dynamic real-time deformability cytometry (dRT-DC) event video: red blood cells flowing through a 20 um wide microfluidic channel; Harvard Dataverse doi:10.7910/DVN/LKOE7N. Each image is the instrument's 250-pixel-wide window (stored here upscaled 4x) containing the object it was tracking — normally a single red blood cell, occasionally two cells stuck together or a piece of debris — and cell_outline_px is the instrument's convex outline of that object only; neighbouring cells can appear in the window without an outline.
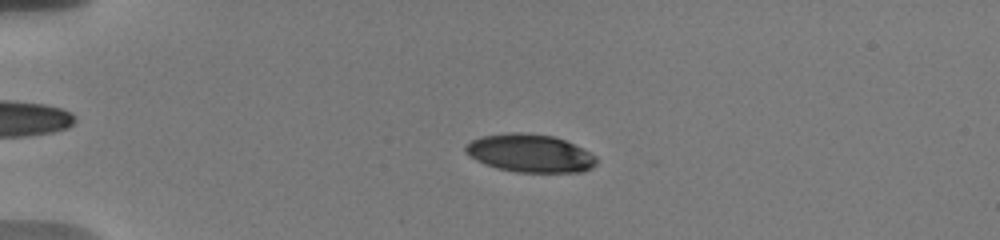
{"species": "human", "species_latin": "Homo sapiens", "temperature_condition": "warm", "stored_images_in_passage": 56, "camera_frame_rate_fps": 3000, "um_per_image_px": 0.085, "donor": {"sex": "male"}, "frame": {"image": 1, "passage_image": 14, "time_ms": 4.333, "image_size_px": [1000, 240], "cell_outline_px": [[596, 164], [592, 168], [584, 172], [516, 172], [496, 168], [484, 164], [468, 156], [464, 152], [464, 144], [480, 136], [508, 132], [524, 132], [556, 136], [596, 156]], "centroid_in_image_um": [44.99, 13.02], "position_along_channel_um": 40.0, "area_um2": 29.3}}
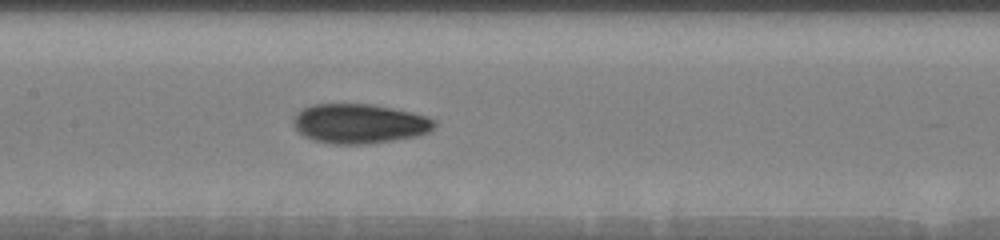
{"frame": {"image": 2, "passage_image": 29, "time_ms": 9.333, "image_size_px": [1000, 240], "cell_outline_px": [[436, 124], [428, 132], [416, 136], [392, 140], [364, 144], [336, 144], [312, 140], [304, 136], [292, 124], [292, 120], [296, 112], [312, 104], [372, 104], [412, 112], [428, 116], [436, 120]], "centroid_in_image_um": [30.53, 10.5], "position_along_channel_um": 176.9, "area_um2": 32.54}}
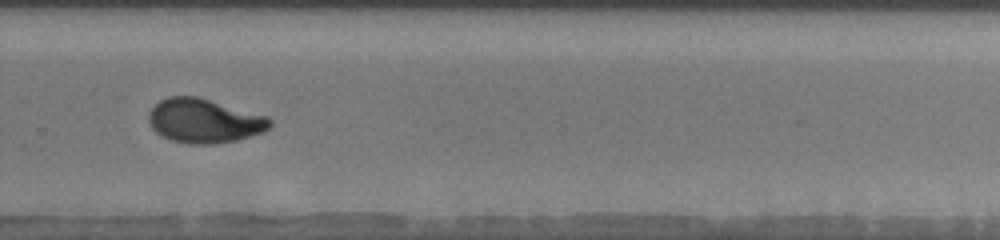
{"frame": {"image": 3, "passage_image": 40, "time_ms": 13.0, "image_size_px": [1000, 240], "cell_outline_px": [[272, 124], [264, 132], [236, 140], [212, 144], [192, 144], [172, 140], [160, 136], [152, 128], [148, 120], [148, 112], [160, 100], [168, 96], [196, 96], [268, 116], [272, 120]], "centroid_in_image_um": [17.35, 10.27], "position_along_channel_um": 312.5, "area_um2": 31.21}, "authors_computed_cell_mechanics": {"area_um2": 30.3739, "velocity_mm_per_s": 3.7107, "shape_relaxation_time_tau1_ms": 5.1732, "shape_relaxation_time_tau2_ms": 1.6221, "deformation_change_tau1": 0.1883, "deformation_change_tau2": 0.0601}}